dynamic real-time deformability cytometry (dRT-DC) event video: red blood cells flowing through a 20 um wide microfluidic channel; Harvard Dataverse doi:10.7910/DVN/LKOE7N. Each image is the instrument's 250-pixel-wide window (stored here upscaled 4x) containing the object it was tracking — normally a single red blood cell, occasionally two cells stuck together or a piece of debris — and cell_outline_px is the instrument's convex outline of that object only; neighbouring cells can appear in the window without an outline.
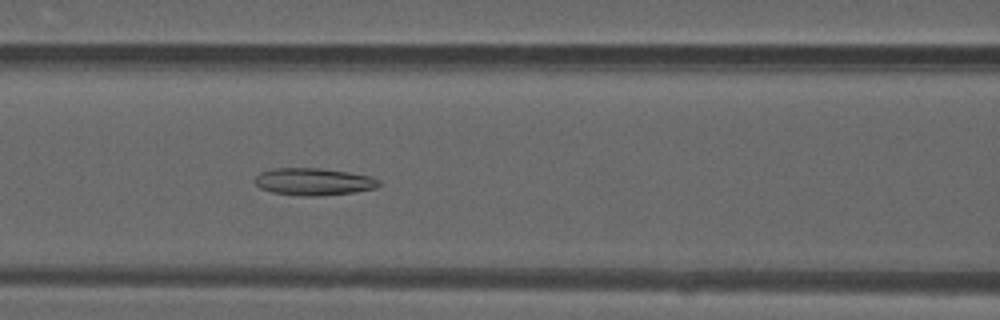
{"species": "common noctule bat (a hibernating species)", "species_latin": "Nyctalus noctula", "temperature_condition": "warm", "stored_images_in_passage": 49, "camera_frame_rate_fps": 3000, "um_per_image_px": 0.085, "animal": {"sex": "male", "forearm_length_mm": 52.5}, "frame": {"image": 1, "passage_image": 21, "time_ms": 6.667, "image_size_px": [1000, 320], "cell_outline_px": [[380, 184], [376, 188], [352, 192], [316, 196], [304, 196], [272, 192], [260, 188], [256, 184], [256, 176], [260, 172], [272, 168], [320, 168], [348, 172], [372, 176], [380, 180]], "centroid_in_image_um": [26.66, 15.43], "position_along_channel_um": 139.9, "area_um2": 19.59}}
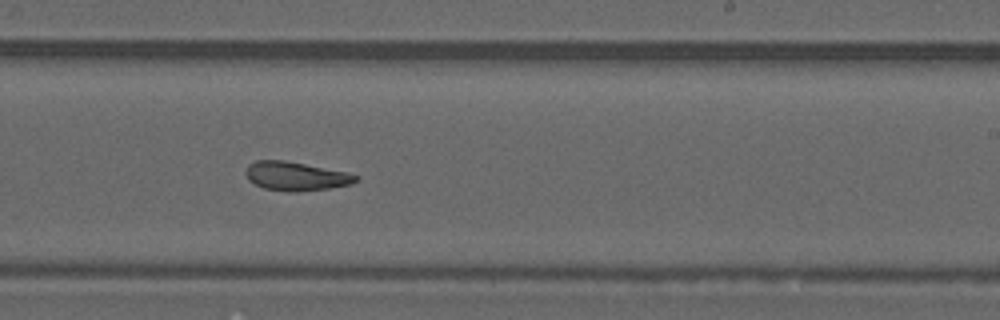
{"frame": {"image": 2, "passage_image": 30, "time_ms": 9.667, "image_size_px": [1000, 320], "cell_outline_px": [[360, 180], [352, 184], [328, 188], [300, 192], [288, 192], [264, 188], [248, 180], [244, 172], [248, 164], [256, 160], [284, 160], [348, 172], [360, 176]], "centroid_in_image_um": [25.16, 14.98], "position_along_channel_um": 263.8, "area_um2": 18.73}}
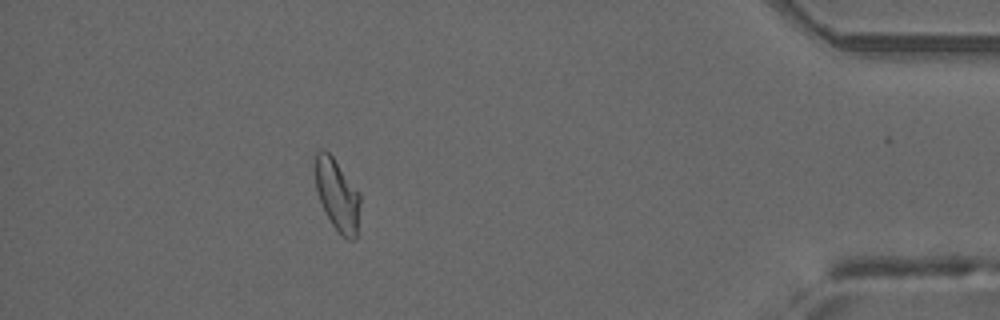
{"frame": {"image": 3, "passage_image": 44, "time_ms": 14.333, "image_size_px": [1000, 320], "cell_outline_px": [[360, 204], [356, 240], [348, 240], [340, 236], [332, 224], [320, 200], [316, 188], [316, 152], [320, 148], [324, 148], [332, 156], [360, 196]], "centroid_in_image_um": [28.67, 16.62], "position_along_channel_um": 406.5, "area_um2": 18.32}, "authors_computed_cell_mechanics": {"area_um2": 19.363, "velocity_mm_per_s": 4.1461, "shape_relaxation_time_tau1_ms": null, "shape_relaxation_time_tau2_ms": 3.2964, "deformation_change_tau1": null, "deformation_change_tau2": 0.1009}}